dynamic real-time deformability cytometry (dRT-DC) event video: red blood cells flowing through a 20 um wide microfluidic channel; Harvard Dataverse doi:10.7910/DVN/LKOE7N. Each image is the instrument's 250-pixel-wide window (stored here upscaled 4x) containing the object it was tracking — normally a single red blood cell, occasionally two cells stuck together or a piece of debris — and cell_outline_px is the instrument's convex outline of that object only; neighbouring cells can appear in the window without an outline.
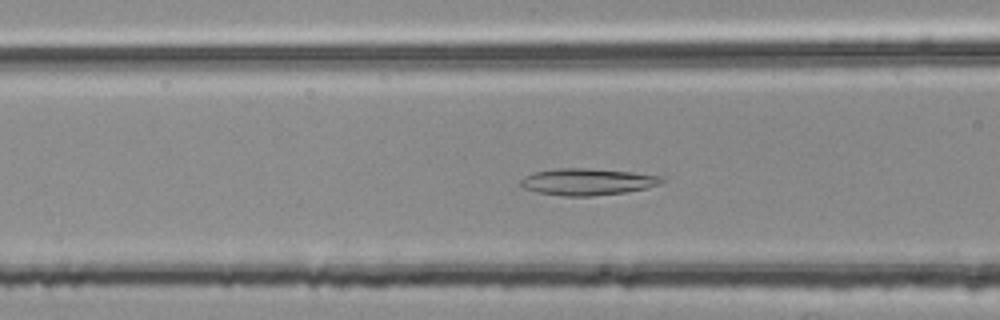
{"species": "common noctule bat (a hibernating species)", "species_latin": "Nyctalus noctula", "temperature_condition": "room temperature", "stored_images_in_passage": 8, "camera_frame_rate_fps": 3000, "um_per_image_px": 0.085, "animal": {"sex": "female", "body_mass_g": 25.1}, "frame": {"image": 1, "passage_image": 6, "time_ms": 1.667, "image_size_px": [1000, 320], "cell_outline_px": [[664, 180], [660, 184], [648, 188], [628, 192], [592, 196], [564, 196], [540, 192], [520, 188], [520, 180], [524, 176], [536, 172], [560, 168], [588, 168], [632, 172], [664, 176]], "centroid_in_image_um": [49.96, 15.45], "position_along_channel_um": 116.6, "area_um2": 22.08}}